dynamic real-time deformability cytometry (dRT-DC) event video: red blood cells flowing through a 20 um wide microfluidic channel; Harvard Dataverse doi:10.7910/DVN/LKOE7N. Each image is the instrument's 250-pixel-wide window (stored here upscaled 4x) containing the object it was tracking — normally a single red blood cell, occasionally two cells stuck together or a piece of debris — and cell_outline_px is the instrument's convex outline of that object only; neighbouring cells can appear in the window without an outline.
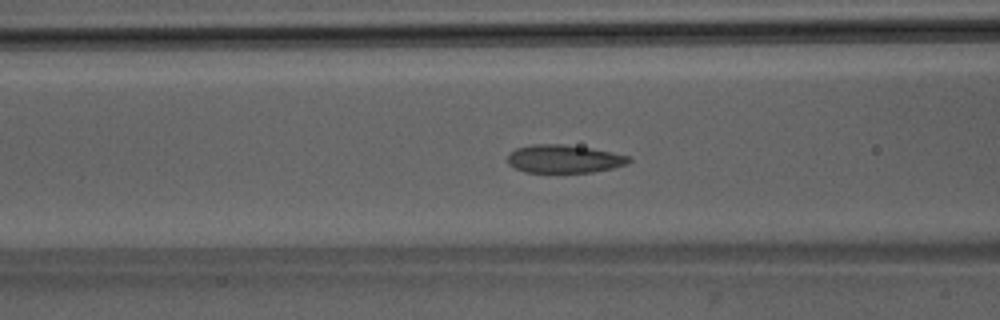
{"species": "Egyptian fruit bat (a non-hibernating species)", "species_latin": "Rousettus aegyptiacus", "temperature_condition": "room temperature", "stored_images_in_passage": 51, "camera_frame_rate_fps": 3000, "um_per_image_px": 0.085, "animal": {"sex": "male"}, "frame": {"image": 1, "passage_image": 20, "time_ms": 6.333, "image_size_px": [1000, 320], "cell_outline_px": [[632, 160], [628, 164], [612, 168], [592, 172], [524, 172], [508, 164], [508, 152], [516, 148], [532, 144], [564, 144], [592, 148], [628, 156]], "centroid_in_image_um": [47.92, 13.5], "position_along_channel_um": 118.7, "area_um2": 19.88}}
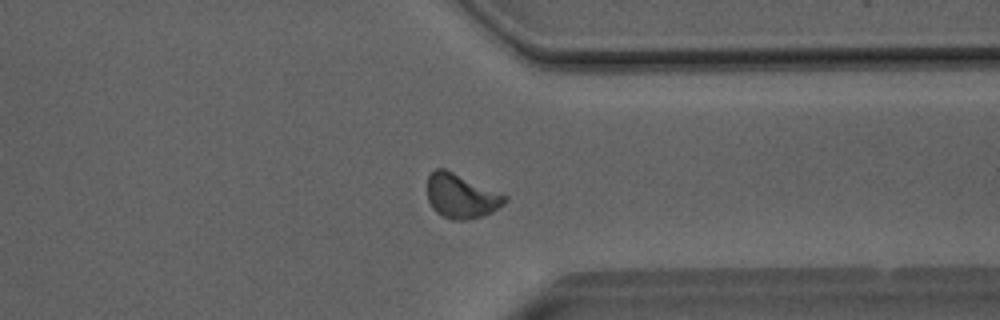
{"frame": {"image": 2, "passage_image": 39, "time_ms": 12.667, "image_size_px": [1000, 320], "cell_outline_px": [[508, 200], [504, 204], [492, 212], [484, 216], [464, 220], [452, 220], [436, 212], [432, 208], [428, 200], [428, 176], [436, 168], [444, 168], [504, 192], [508, 196]], "centroid_in_image_um": [39.26, 16.65], "position_along_channel_um": 372.1, "area_um2": 20.46}}
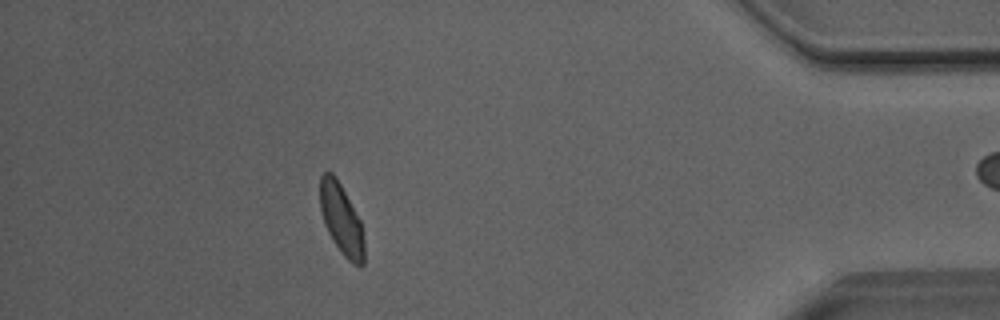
{"frame": {"image": 3, "passage_image": 45, "time_ms": 14.667, "image_size_px": [1000, 320], "cell_outline_px": [[364, 264], [360, 268], [352, 264], [340, 252], [332, 240], [324, 224], [320, 212], [320, 176], [324, 172], [332, 172], [336, 176], [360, 220], [364, 240]], "centroid_in_image_um": [29.01, 18.67], "position_along_channel_um": 406.2, "area_um2": 18.38}, "authors_computed_cell_mechanics": {"area_um2": 19.8832, "velocity_mm_per_s": 4.0276, "shape_relaxation_time_tau1_ms": 4.008, "shape_relaxation_time_tau2_ms": 1.0464, "deformation_change_tau1": 0.118, "deformation_change_tau2": 0.0515}}